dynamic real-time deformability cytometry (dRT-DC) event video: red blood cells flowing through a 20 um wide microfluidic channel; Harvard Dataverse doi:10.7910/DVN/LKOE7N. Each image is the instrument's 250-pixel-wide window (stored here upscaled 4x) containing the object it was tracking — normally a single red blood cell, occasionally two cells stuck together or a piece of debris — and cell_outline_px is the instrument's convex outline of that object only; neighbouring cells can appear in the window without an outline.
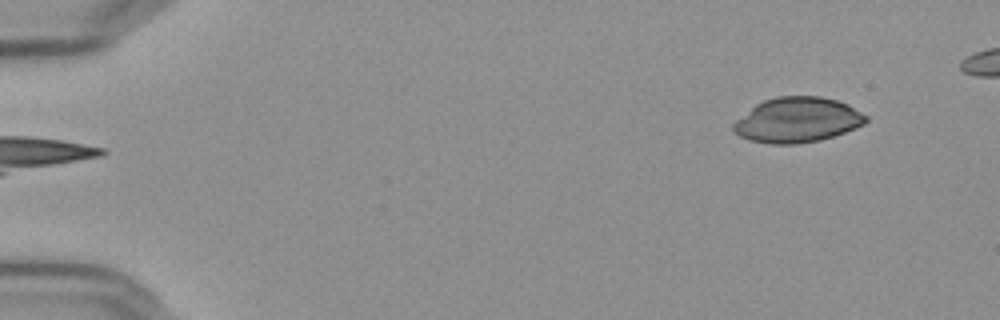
{"species": "Egyptian fruit bat (a non-hibernating species)", "species_latin": "Rousettus aegyptiacus", "temperature_condition": "cold", "stored_images_in_passage": 50, "camera_frame_rate_fps": 3000, "um_per_image_px": 0.085, "frame": {"image": 1, "passage_image": 1, "time_ms": 0.0, "image_size_px": [1000, 320], "cell_outline_px": [[868, 120], [864, 124], [844, 132], [820, 140], [796, 144], [768, 144], [748, 140], [740, 136], [732, 128], [732, 124], [736, 120], [756, 104], [764, 100], [776, 96], [820, 96], [836, 100], [848, 104], [868, 116]], "centroid_in_image_um": [67.77, 10.2], "position_along_channel_um": 17.2, "area_um2": 34.8}}
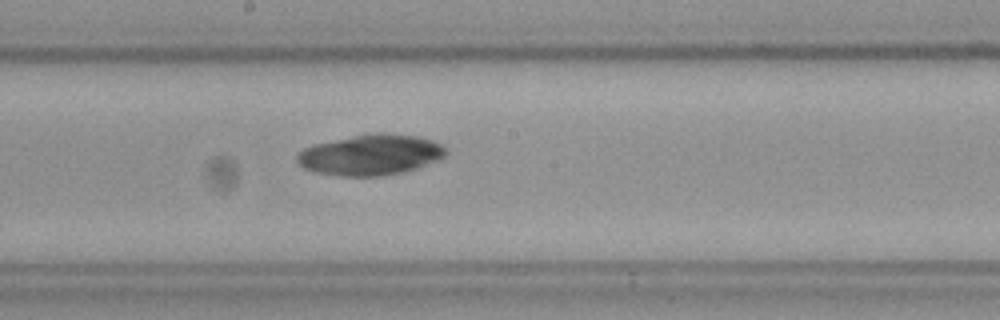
{"frame": {"image": 2, "passage_image": 27, "time_ms": 8.667, "image_size_px": [1000, 320], "cell_outline_px": [[448, 152], [444, 156], [436, 160], [416, 168], [400, 172], [380, 176], [340, 176], [316, 172], [304, 168], [296, 160], [296, 156], [304, 148], [312, 144], [368, 132], [384, 132], [416, 136], [432, 140], [444, 144]], "centroid_in_image_um": [31.49, 13.13], "position_along_channel_um": 216.7, "area_um2": 35.49}}
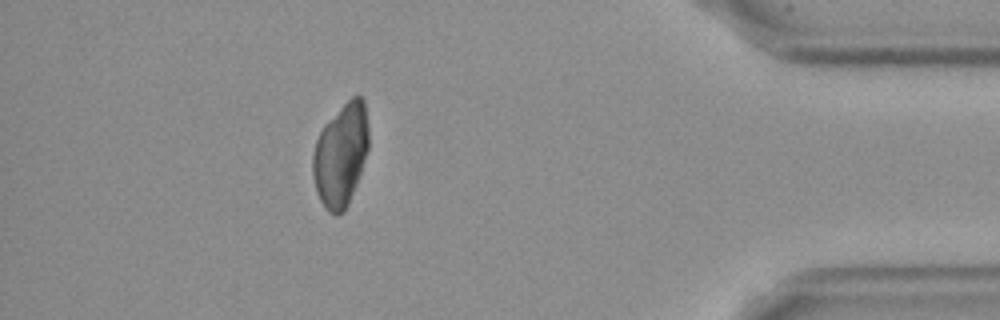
{"frame": {"image": 3, "passage_image": 46, "time_ms": 15.0, "image_size_px": [1000, 320], "cell_outline_px": [[368, 148], [360, 176], [348, 204], [344, 212], [336, 216], [328, 212], [324, 208], [316, 192], [312, 172], [312, 156], [316, 140], [324, 124], [352, 96], [360, 96], [364, 100], [368, 124]], "centroid_in_image_um": [28.96, 13.2], "position_along_channel_um": 406.2, "area_um2": 33.7}}